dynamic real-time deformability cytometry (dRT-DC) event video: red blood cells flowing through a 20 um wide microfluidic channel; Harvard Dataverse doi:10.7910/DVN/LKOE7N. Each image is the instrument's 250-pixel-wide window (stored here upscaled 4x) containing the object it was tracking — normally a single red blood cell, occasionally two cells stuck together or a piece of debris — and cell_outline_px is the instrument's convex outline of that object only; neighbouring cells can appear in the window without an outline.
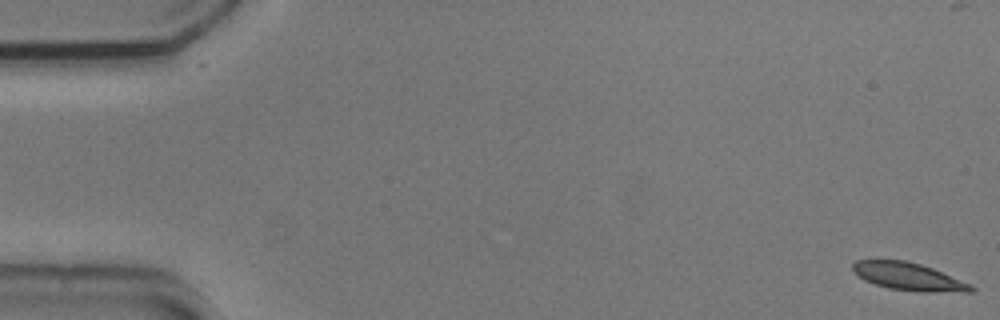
{"species": "common noctule bat (a hibernating species)", "species_latin": "Nyctalus noctula", "temperature_condition": "cold", "stored_images_in_passage": 56, "camera_frame_rate_fps": 3000, "um_per_image_px": 0.085, "animal": {"sex": "male", "body_mass_g": 20.5, "forearm_length_mm": 52.5}, "frame": {"image": 1, "passage_image": 1, "time_ms": 0.0, "image_size_px": [1000, 320], "cell_outline_px": [[976, 288], [972, 292], [916, 292], [888, 288], [864, 280], [852, 268], [852, 264], [856, 260], [904, 260], [920, 264], [932, 268], [972, 284]], "centroid_in_image_um": [77.28, 23.52], "position_along_channel_um": 7.7, "area_um2": 19.07}}
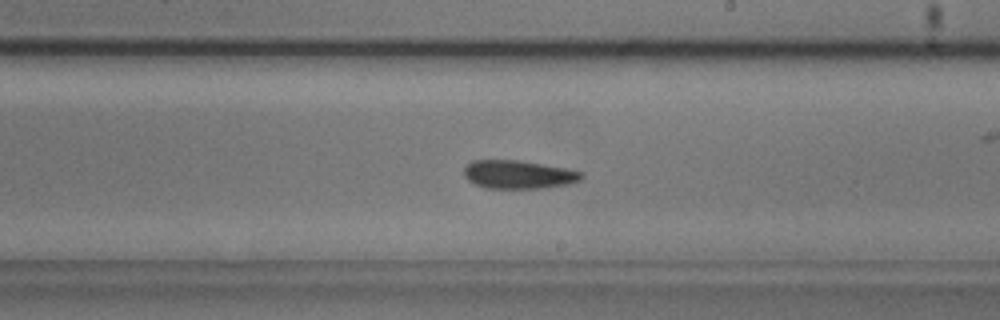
{"frame": {"image": 2, "passage_image": 32, "time_ms": 10.333, "image_size_px": [1000, 320], "cell_outline_px": [[584, 176], [580, 180], [568, 184], [544, 188], [484, 188], [468, 180], [464, 176], [464, 168], [472, 160], [516, 160], [564, 168], [584, 172]], "centroid_in_image_um": [44.06, 14.84], "position_along_channel_um": 244.9, "area_um2": 19.31}}
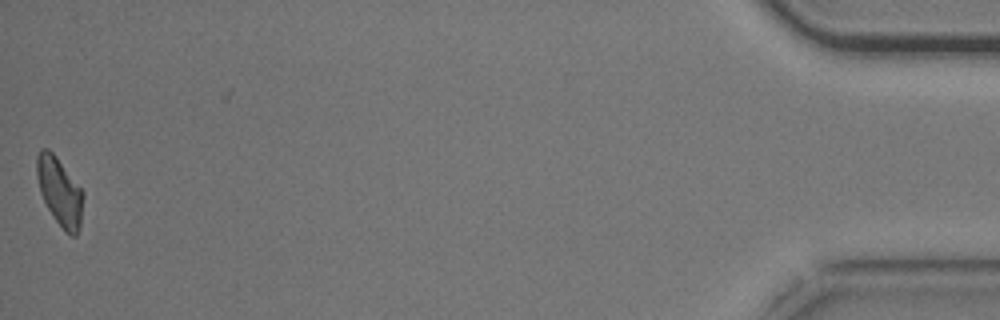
{"frame": {"image": 3, "passage_image": 55, "time_ms": 18.0, "image_size_px": [1000, 320], "cell_outline_px": [[84, 196], [80, 228], [76, 236], [72, 236], [64, 232], [48, 208], [40, 192], [36, 176], [36, 156], [40, 148], [48, 148], [56, 156], [84, 192]], "centroid_in_image_um": [5.07, 16.28], "position_along_channel_um": 430.1, "area_um2": 18.55}}